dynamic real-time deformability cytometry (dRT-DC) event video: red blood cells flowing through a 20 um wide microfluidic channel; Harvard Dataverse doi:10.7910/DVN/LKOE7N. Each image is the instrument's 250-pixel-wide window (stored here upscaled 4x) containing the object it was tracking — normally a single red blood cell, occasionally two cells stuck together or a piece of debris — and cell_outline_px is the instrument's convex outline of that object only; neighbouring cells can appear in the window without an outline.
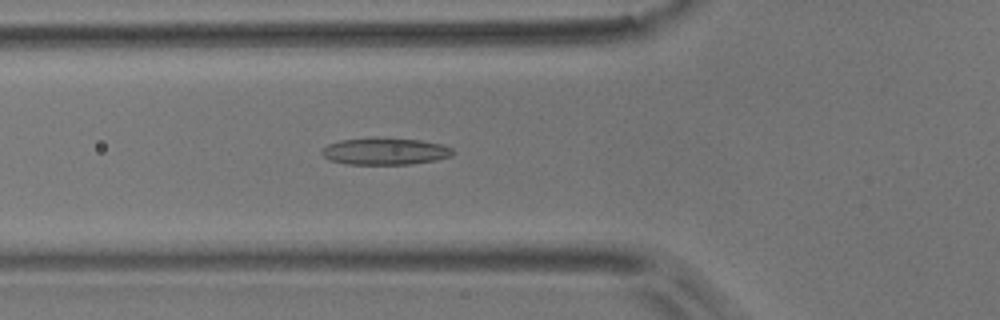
{"species": "common noctule bat (a hibernating species)", "species_latin": "Nyctalus noctula", "temperature_condition": "room temperature", "stored_images_in_passage": 44, "camera_frame_rate_fps": 3000, "um_per_image_px": 0.085, "animal": {"sex": "male", "body_mass_g": 17.9}, "frame": {"image": 1, "passage_image": 9, "time_ms": 2.667, "image_size_px": [1000, 320], "cell_outline_px": [[456, 152], [452, 156], [436, 160], [412, 164], [348, 164], [328, 160], [320, 152], [328, 144], [340, 140], [372, 136], [420, 140], [444, 144], [452, 148]], "centroid_in_image_um": [32.75, 12.84], "position_along_channel_um": 93.0, "area_um2": 21.04}}
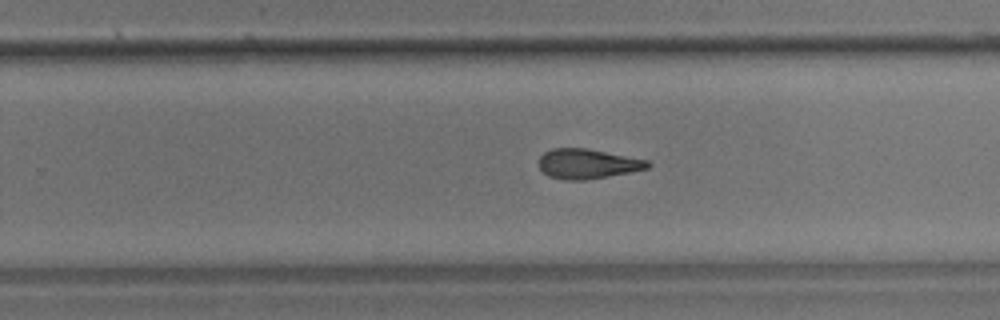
{"frame": {"image": 2, "passage_image": 24, "time_ms": 7.667, "image_size_px": [1000, 320], "cell_outline_px": [[652, 164], [648, 168], [628, 172], [584, 180], [564, 180], [548, 176], [540, 168], [540, 156], [544, 152], [552, 148], [584, 148], [648, 160]], "centroid_in_image_um": [49.91, 13.92], "position_along_channel_um": 279.9, "area_um2": 18.61}}
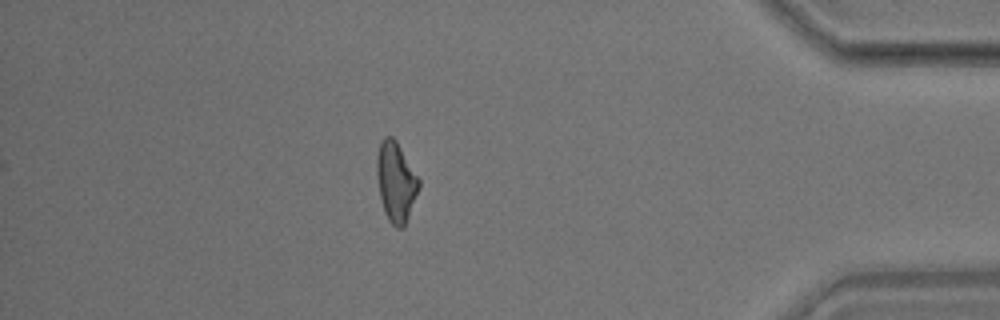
{"frame": {"image": 3, "passage_image": 37, "time_ms": 12.0, "image_size_px": [1000, 320], "cell_outline_px": [[420, 188], [404, 228], [396, 228], [388, 220], [384, 212], [380, 200], [376, 176], [376, 156], [380, 144], [384, 136], [392, 136], [396, 140], [420, 180]], "centroid_in_image_um": [33.64, 15.48], "position_along_channel_um": 401.6, "area_um2": 19.83}, "authors_computed_cell_mechanics": {"area_um2": 19.3341, "velocity_mm_per_s": 3.7283, "shape_relaxation_time_tau1_ms": 7.926, "shape_relaxation_time_tau2_ms": 2.8922, "deformation_change_tau1": 0.1775, "deformation_change_tau2": 0.1215}}